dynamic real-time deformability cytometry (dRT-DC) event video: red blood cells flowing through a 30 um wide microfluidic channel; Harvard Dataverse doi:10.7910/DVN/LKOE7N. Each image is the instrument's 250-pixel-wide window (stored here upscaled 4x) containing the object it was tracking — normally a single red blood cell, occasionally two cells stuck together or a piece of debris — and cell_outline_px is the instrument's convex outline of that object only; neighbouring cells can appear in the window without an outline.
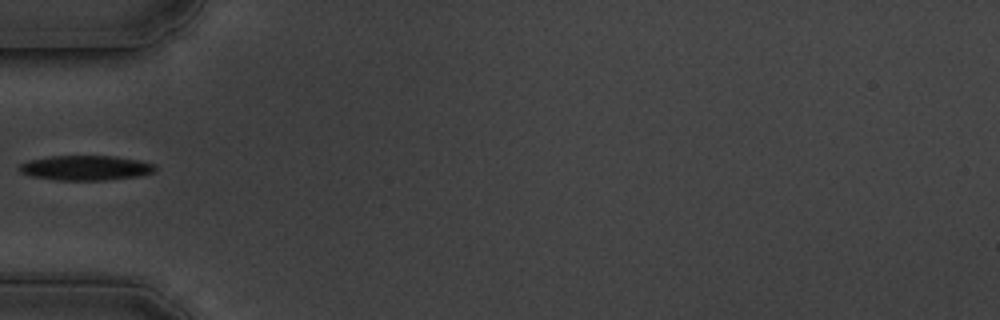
{"species": "common noctule bat (a hibernating species)", "species_latin": "Nyctalus noctula", "temperature_condition": "cold", "stored_images_in_passage": 40, "camera_frame_rate_fps": 3000, "um_per_image_px": 0.085, "animal": {"sex": "male", "body_mass_g": 19.5, "forearm_length_mm": 54.6}, "frame": {"image": 1, "passage_image": 1, "time_ms": 0.0, "image_size_px": [1000, 320], "cell_outline_px": [[156, 168], [152, 172], [140, 176], [108, 180], [56, 180], [32, 176], [20, 172], [20, 164], [28, 160], [52, 156], [112, 156], [136, 160], [156, 164]], "centroid_in_image_um": [7.29, 14.27], "position_along_channel_um": 77.7, "area_um2": 19.54}}
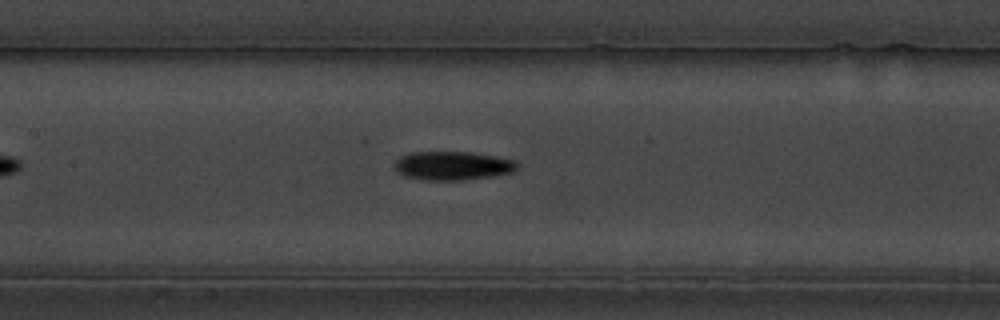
{"frame": {"image": 2, "passage_image": 9, "time_ms": 2.667, "image_size_px": [1000, 320], "cell_outline_px": [[520, 164], [512, 172], [492, 176], [464, 180], [424, 180], [404, 176], [396, 172], [392, 164], [400, 156], [412, 152], [472, 152], [496, 156], [516, 160]], "centroid_in_image_um": [38.45, 14.08], "position_along_channel_um": 168.9, "area_um2": 20.81}}
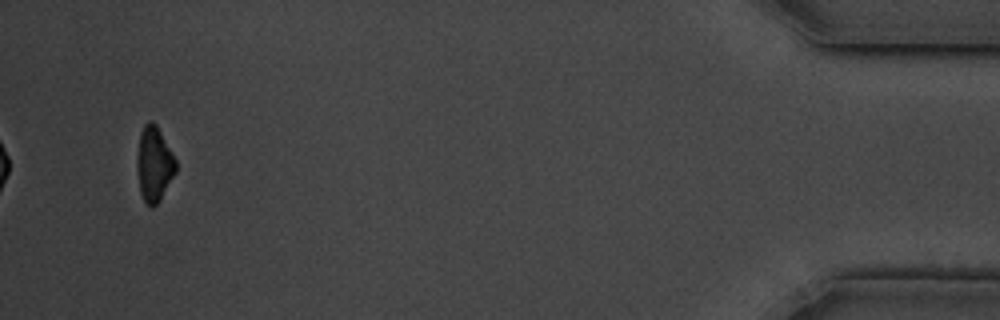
{"frame": {"image": 3, "passage_image": 38, "time_ms": 12.333, "image_size_px": [1000, 320], "cell_outline_px": [[176, 172], [160, 200], [152, 208], [144, 200], [140, 192], [136, 164], [136, 156], [140, 132], [144, 124], [148, 120], [152, 120], [156, 124], [176, 160]], "centroid_in_image_um": [13.08, 13.92], "position_along_channel_um": 422.1, "area_um2": 16.99}}